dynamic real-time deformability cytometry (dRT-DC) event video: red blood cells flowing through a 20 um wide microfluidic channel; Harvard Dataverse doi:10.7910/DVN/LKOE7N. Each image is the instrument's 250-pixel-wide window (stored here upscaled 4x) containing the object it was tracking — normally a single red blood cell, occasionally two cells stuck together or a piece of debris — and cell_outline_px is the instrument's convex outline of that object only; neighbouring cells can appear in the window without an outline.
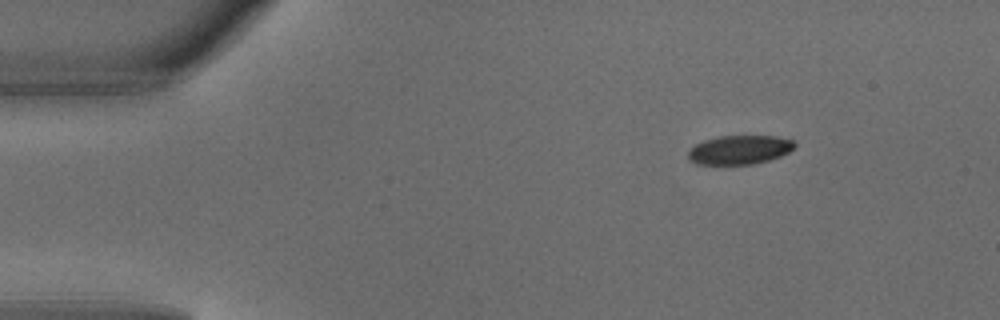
{"species": "common noctule bat (a hibernating species)", "species_latin": "Nyctalus noctula", "temperature_condition": "warm", "stored_images_in_passage": 4, "camera_frame_rate_fps": 3000, "um_per_image_px": 0.085, "animal": {"sex": "male", "body_mass_g": 18.8}, "frame": {"image": 1, "passage_image": 1, "time_ms": 0.0, "image_size_px": [1000, 320], "cell_outline_px": [[796, 144], [788, 152], [780, 156], [768, 160], [752, 164], [696, 164], [688, 160], [688, 152], [696, 144], [704, 140], [720, 136], [776, 136], [792, 140]], "centroid_in_image_um": [62.84, 12.73], "position_along_channel_um": 22.2, "area_um2": 17.8}}